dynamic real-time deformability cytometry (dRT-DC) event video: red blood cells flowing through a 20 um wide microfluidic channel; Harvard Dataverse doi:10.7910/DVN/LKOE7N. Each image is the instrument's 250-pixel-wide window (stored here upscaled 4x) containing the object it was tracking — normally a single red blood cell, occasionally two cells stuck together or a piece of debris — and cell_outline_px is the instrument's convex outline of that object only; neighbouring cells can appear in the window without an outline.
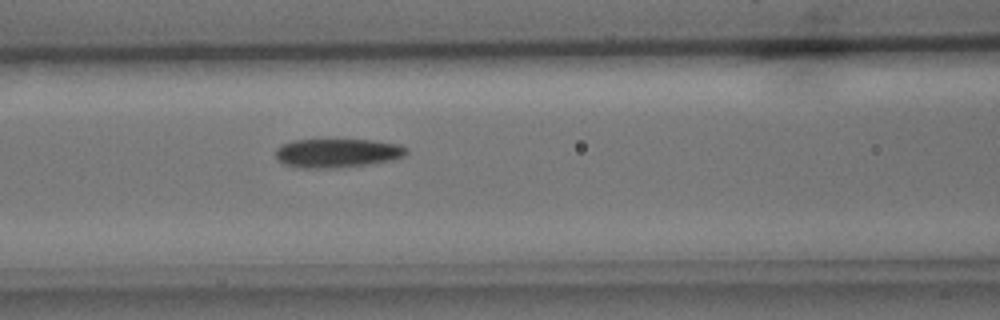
{"species": "common noctule bat (a hibernating species)", "species_latin": "Nyctalus noctula", "temperature_condition": "cold", "stored_images_in_passage": 8, "camera_frame_rate_fps": 3000, "um_per_image_px": 0.085, "animal": {"sex": "male", "body_mass_g": 15.6}, "frame": {"image": 1, "passage_image": 8, "time_ms": 9.0, "image_size_px": [1000, 320], "cell_outline_px": [[408, 152], [404, 156], [392, 160], [368, 164], [336, 168], [300, 168], [284, 164], [276, 156], [276, 148], [280, 144], [292, 140], [372, 140], [400, 144], [408, 148]], "centroid_in_image_um": [28.68, 13.0], "position_along_channel_um": 137.9, "area_um2": 22.14}}